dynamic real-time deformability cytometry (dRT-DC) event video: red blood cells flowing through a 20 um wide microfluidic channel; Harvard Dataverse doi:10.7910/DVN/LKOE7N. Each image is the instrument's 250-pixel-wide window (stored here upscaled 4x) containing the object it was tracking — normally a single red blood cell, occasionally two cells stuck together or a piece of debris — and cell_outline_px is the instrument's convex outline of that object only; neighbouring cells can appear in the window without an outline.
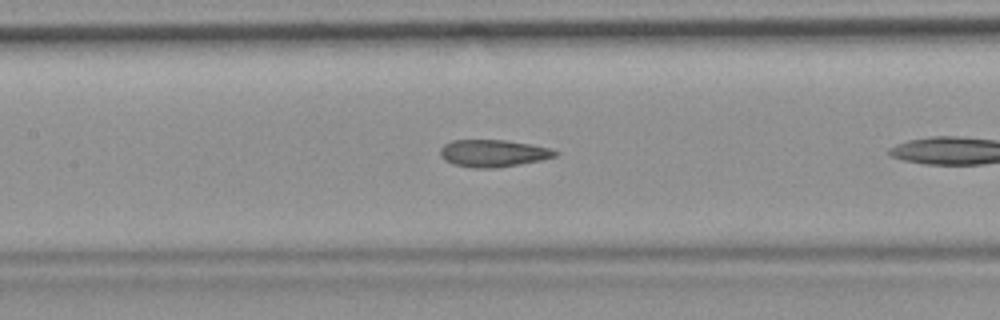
{"species": "common noctule bat (a hibernating species)", "species_latin": "Nyctalus noctula", "temperature_condition": "room temperature", "stored_images_in_passage": 12, "camera_frame_rate_fps": 3000, "um_per_image_px": 0.085, "animal": {"sex": "female", "body_mass_g": 19.9}, "frame": {"image": 1, "passage_image": 10, "time_ms": 3.0, "image_size_px": [1000, 320], "cell_outline_px": [[560, 152], [556, 156], [540, 160], [520, 164], [496, 168], [472, 168], [452, 164], [444, 160], [440, 156], [440, 148], [444, 144], [452, 140], [508, 140], [552, 148]], "centroid_in_image_um": [41.91, 13.03], "position_along_channel_um": 165.5, "area_um2": 18.44}}